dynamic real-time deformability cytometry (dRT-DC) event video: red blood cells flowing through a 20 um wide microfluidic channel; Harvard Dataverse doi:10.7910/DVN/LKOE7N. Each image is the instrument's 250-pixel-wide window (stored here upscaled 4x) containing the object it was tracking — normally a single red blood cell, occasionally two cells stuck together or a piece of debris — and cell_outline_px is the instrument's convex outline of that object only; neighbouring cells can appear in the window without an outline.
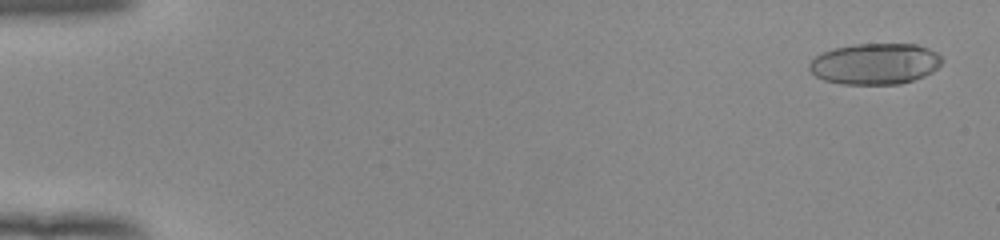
{"species": "human", "species_latin": "Homo sapiens", "temperature_condition": "room temperature", "stored_images_in_passage": 15, "camera_frame_rate_fps": 3000, "um_per_image_px": 0.085, "donor": {"sex": "female"}, "frame": {"image": 1, "passage_image": 2, "time_ms": 0.333, "image_size_px": [1000, 240], "cell_outline_px": [[944, 60], [932, 72], [924, 76], [900, 84], [840, 84], [824, 80], [816, 76], [808, 68], [808, 64], [820, 52], [836, 48], [856, 44], [916, 44], [928, 48], [936, 52]], "centroid_in_image_um": [74.37, 5.42], "position_along_channel_um": 10.6, "area_um2": 31.79}}
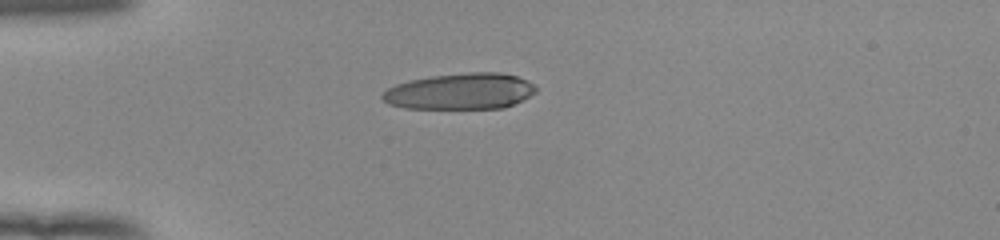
{"frame": {"image": 2, "passage_image": 15, "time_ms": 4.667, "image_size_px": [1000, 240], "cell_outline_px": [[536, 92], [524, 100], [504, 108], [404, 108], [388, 104], [380, 100], [380, 96], [388, 88], [396, 84], [408, 80], [432, 76], [468, 72], [500, 72], [516, 76], [536, 84]], "centroid_in_image_um": [39.12, 7.76], "position_along_channel_um": 45.9, "area_um2": 32.6}}